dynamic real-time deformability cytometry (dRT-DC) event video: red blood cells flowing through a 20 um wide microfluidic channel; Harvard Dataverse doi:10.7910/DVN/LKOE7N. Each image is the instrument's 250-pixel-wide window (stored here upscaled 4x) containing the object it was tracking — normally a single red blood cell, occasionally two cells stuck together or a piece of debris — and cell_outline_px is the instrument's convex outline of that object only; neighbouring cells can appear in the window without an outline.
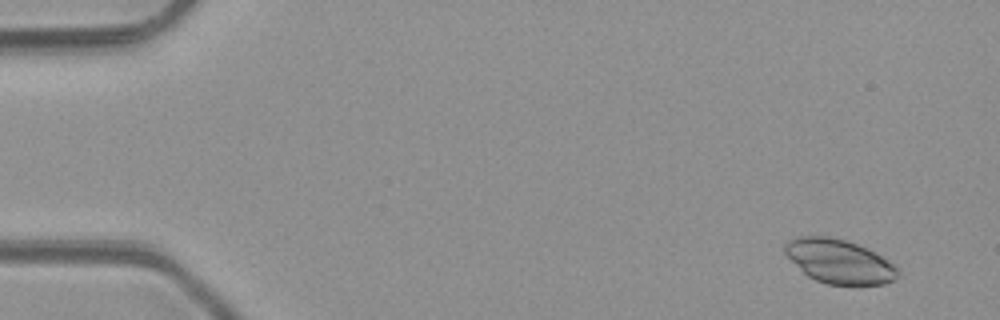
{"species": "common noctule bat (a hibernating species)", "species_latin": "Nyctalus noctula", "temperature_condition": "room temperature", "stored_images_in_passage": 4, "camera_frame_rate_fps": 3000, "um_per_image_px": 0.085, "animal": {"sex": "male", "body_mass_g": 23.1, "forearm_length_mm": 52.7}, "frame": {"image": 1, "passage_image": 1, "time_ms": 0.0, "image_size_px": [1000, 320], "cell_outline_px": [[900, 276], [884, 284], [856, 288], [828, 284], [816, 280], [808, 276], [784, 252], [784, 244], [788, 240], [796, 236], [828, 236], [844, 240], [856, 244], [896, 264], [900, 272]], "centroid_in_image_um": [71.38, 22.27], "position_along_channel_um": 13.6, "area_um2": 29.42}}
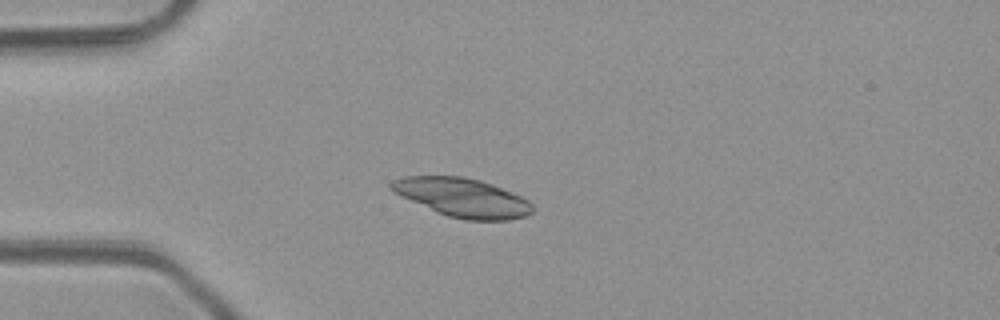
{"frame": {"image": 2, "passage_image": 4, "time_ms": 3.333, "image_size_px": [1000, 320], "cell_outline_px": [[532, 212], [528, 216], [512, 220], [464, 220], [448, 216], [436, 212], [400, 196], [388, 188], [388, 184], [392, 180], [404, 176], [464, 176], [480, 180], [492, 184], [520, 196], [528, 200], [532, 204]], "centroid_in_image_um": [39.28, 16.79], "position_along_channel_um": 45.7, "area_um2": 32.08}}